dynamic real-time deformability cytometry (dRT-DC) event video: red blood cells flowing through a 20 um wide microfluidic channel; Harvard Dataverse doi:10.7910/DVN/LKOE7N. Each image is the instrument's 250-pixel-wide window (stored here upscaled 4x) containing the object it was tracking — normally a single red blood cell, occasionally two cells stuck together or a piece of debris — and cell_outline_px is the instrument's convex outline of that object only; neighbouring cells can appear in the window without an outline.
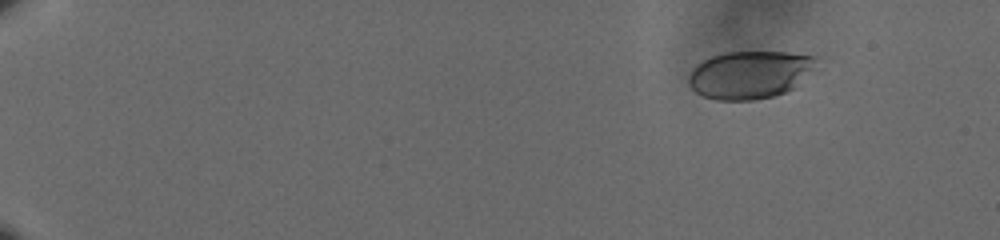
{"species": "human", "species_latin": "Homo sapiens", "temperature_condition": "cold", "stored_images_in_passage": 54, "camera_frame_rate_fps": 3000, "um_per_image_px": 0.085, "donor": {"sex": "male"}, "frame": {"image": 1, "passage_image": 1, "time_ms": 0.0, "image_size_px": [1000, 240], "cell_outline_px": [[812, 60], [808, 68], [796, 88], [772, 96], [752, 100], [716, 100], [704, 96], [696, 92], [688, 84], [688, 76], [692, 68], [696, 64], [712, 56], [728, 52], [784, 52], [812, 56]], "centroid_in_image_um": [63.59, 6.36], "position_along_channel_um": 21.4, "area_um2": 34.62}}
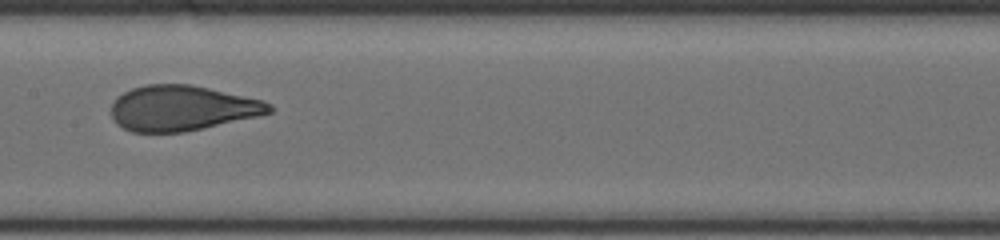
{"frame": {"image": 2, "passage_image": 28, "time_ms": 9.0, "image_size_px": [1000, 240], "cell_outline_px": [[272, 112], [256, 116], [184, 132], [132, 132], [116, 124], [112, 116], [112, 104], [116, 96], [132, 88], [144, 84], [192, 84], [264, 100], [272, 104]], "centroid_in_image_um": [15.45, 9.18], "position_along_channel_um": 191.9, "area_um2": 41.67}}
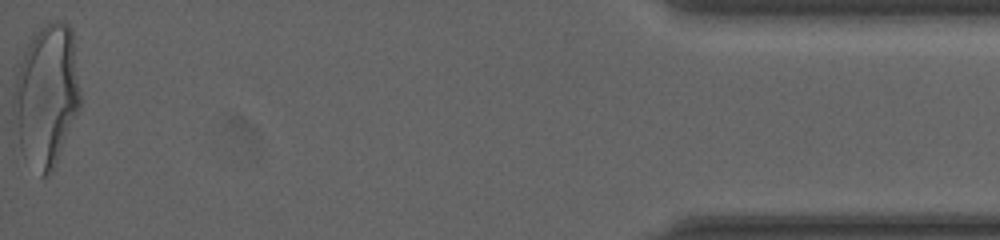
{"frame": {"image": 3, "passage_image": 54, "time_ms": 17.667, "image_size_px": [1000, 240], "cell_outline_px": [[80, 108], [56, 164], [52, 172], [48, 176], [40, 176], [20, 148], [12, 116], [12, 100], [16, 76], [24, 52], [28, 44], [36, 32], [40, 28], [56, 20], [64, 20], [72, 28], [80, 88]], "centroid_in_image_um": [3.96, 8.12], "position_along_channel_um": 431.2, "area_um2": 55.31}, "authors_computed_cell_mechanics": {"area_um2": 41.905, "velocity_mm_per_s": 3.6139, "shape_relaxation_time_tau1_ms": 4.3144, "shape_relaxation_time_tau2_ms": null, "deformation_change_tau1": 0.1705, "deformation_change_tau2": null}}